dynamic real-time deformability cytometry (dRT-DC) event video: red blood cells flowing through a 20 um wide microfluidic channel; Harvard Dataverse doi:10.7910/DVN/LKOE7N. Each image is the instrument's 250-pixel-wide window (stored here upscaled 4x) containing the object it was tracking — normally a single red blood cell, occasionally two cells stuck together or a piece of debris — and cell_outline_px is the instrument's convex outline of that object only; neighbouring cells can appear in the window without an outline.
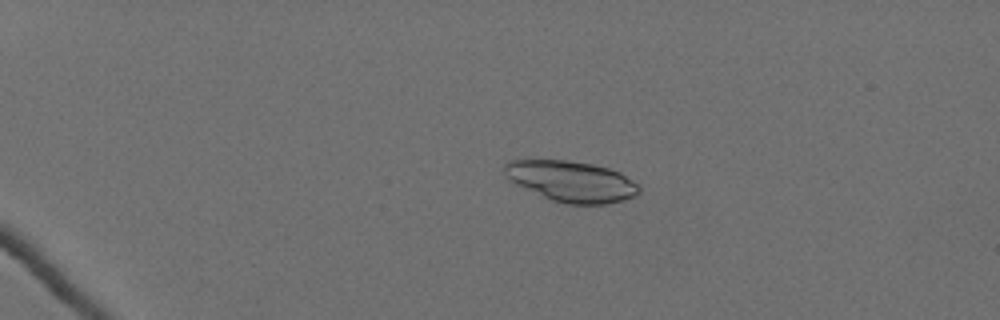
{"species": "Egyptian fruit bat (a non-hibernating species)", "species_latin": "Rousettus aegyptiacus", "temperature_condition": "cold", "stored_images_in_passage": 59, "camera_frame_rate_fps": 3000, "um_per_image_px": 0.085, "animal": {"sex": "female"}, "frame": {"image": 1, "passage_image": 13, "time_ms": 4.0, "image_size_px": [1000, 320], "cell_outline_px": [[640, 192], [636, 196], [624, 200], [604, 204], [568, 204], [552, 200], [516, 184], [508, 180], [504, 172], [504, 164], [508, 160], [568, 160], [592, 164], [608, 168], [620, 172], [640, 184]], "centroid_in_image_um": [48.6, 15.41], "position_along_channel_um": 36.4, "area_um2": 32.14}}
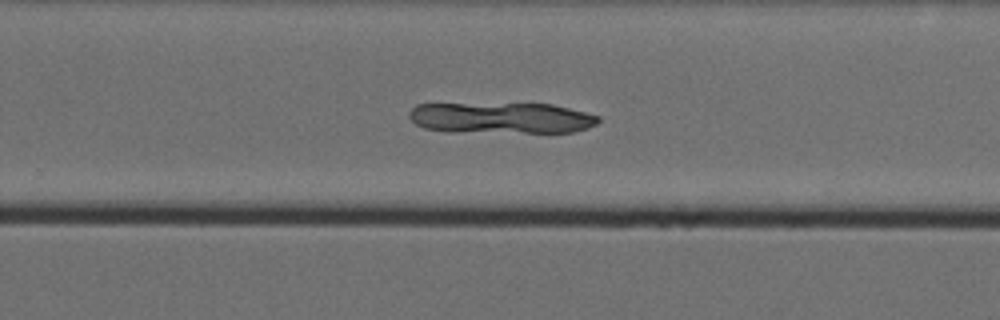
{"frame": {"image": 2, "passage_image": 41, "time_ms": 13.333, "image_size_px": [1000, 320], "cell_outline_px": [[600, 120], [596, 124], [588, 128], [576, 132], [444, 132], [424, 128], [416, 124], [408, 116], [408, 112], [416, 104], [552, 104], [600, 116]], "centroid_in_image_um": [42.59, 10.04], "position_along_channel_um": 287.2, "area_um2": 34.39}}
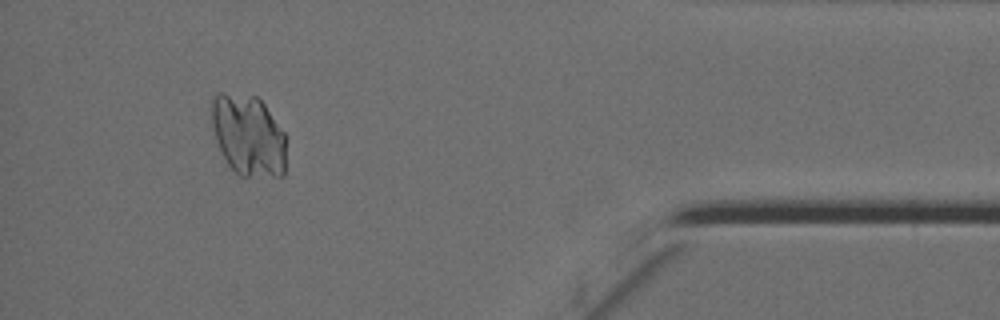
{"frame": {"image": 3, "passage_image": 55, "time_ms": 18.0, "image_size_px": [1000, 320], "cell_outline_px": [[288, 136], [284, 176], [240, 176], [228, 164], [216, 140], [212, 128], [212, 96], [216, 92], [224, 92], [256, 96], [264, 104]], "centroid_in_image_um": [21.14, 11.5], "position_along_channel_um": 414.1, "area_um2": 35.89}}